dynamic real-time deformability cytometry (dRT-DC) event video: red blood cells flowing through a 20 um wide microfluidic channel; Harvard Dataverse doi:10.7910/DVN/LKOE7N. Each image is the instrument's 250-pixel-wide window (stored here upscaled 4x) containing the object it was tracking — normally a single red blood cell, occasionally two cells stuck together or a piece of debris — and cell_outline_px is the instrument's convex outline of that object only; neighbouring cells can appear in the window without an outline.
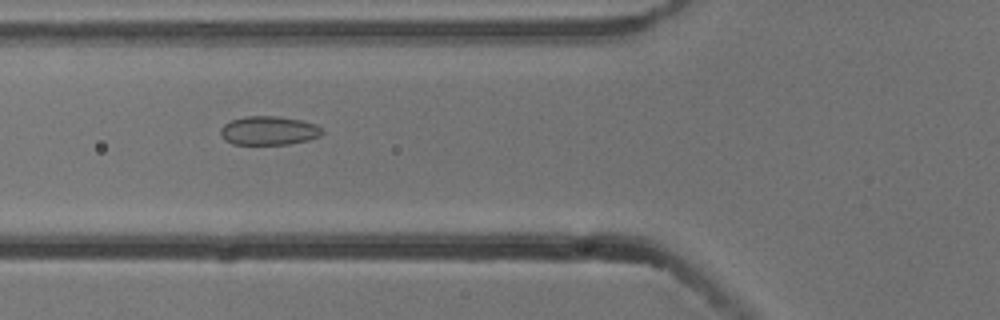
{"species": "common noctule bat (a hibernating species)", "species_latin": "Nyctalus noctula", "temperature_condition": "cold", "stored_images_in_passage": 9, "camera_frame_rate_fps": 3000, "um_per_image_px": 0.085, "animal": {"sex": "male", "body_mass_g": 13.3}, "frame": {"image": 1, "passage_image": 6, "time_ms": 1.667, "image_size_px": [1000, 320], "cell_outline_px": [[324, 132], [320, 136], [308, 140], [288, 144], [232, 144], [224, 140], [220, 136], [220, 128], [224, 124], [232, 120], [248, 116], [280, 116], [300, 120], [316, 124]], "centroid_in_image_um": [22.83, 11.1], "position_along_channel_um": 103.0, "area_um2": 17.11}}
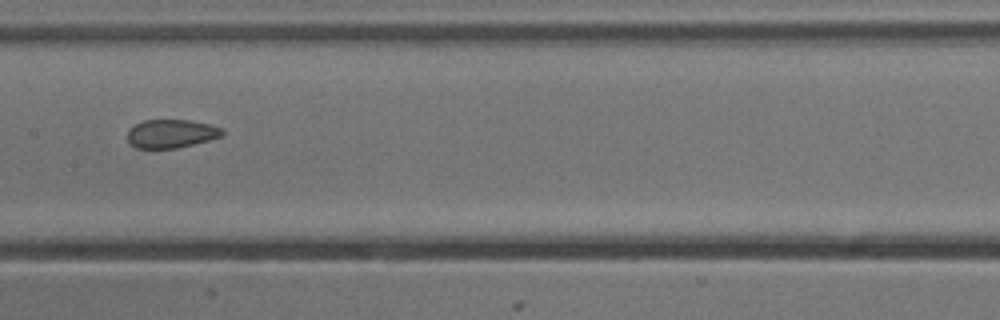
{"frame": {"image": 2, "passage_image": 8, "time_ms": 2.333, "image_size_px": [1000, 320], "cell_outline_px": [[224, 136], [176, 148], [136, 148], [128, 140], [128, 128], [144, 120], [192, 120], [208, 124], [220, 128], [224, 132]], "centroid_in_image_um": [14.55, 11.35], "position_along_channel_um": 192.9, "area_um2": 15.61}}
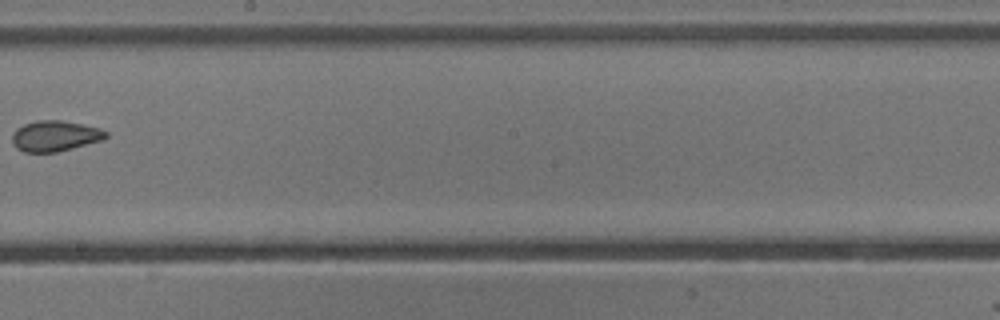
{"frame": {"image": 3, "passage_image": 9, "time_ms": 2.667, "image_size_px": [1000, 320], "cell_outline_px": [[108, 136], [100, 140], [72, 148], [56, 152], [24, 152], [16, 148], [12, 140], [12, 132], [16, 128], [24, 124], [36, 120], [60, 120], [100, 128], [108, 132]], "centroid_in_image_um": [4.63, 11.55], "position_along_channel_um": 243.6, "area_um2": 16.65}}